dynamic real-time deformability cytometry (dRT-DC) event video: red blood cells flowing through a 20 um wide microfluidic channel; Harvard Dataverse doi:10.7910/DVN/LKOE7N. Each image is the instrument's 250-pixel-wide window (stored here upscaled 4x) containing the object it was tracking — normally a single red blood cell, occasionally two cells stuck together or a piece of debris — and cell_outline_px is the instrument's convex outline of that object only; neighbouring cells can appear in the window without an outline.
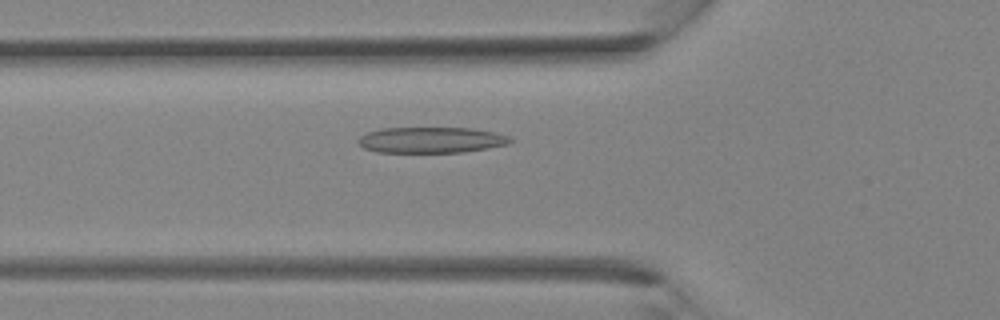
{"species": "Egyptian fruit bat (a non-hibernating species)", "species_latin": "Rousettus aegyptiacus", "temperature_condition": "room temperature", "stored_images_in_passage": 35, "camera_frame_rate_fps": 3000, "um_per_image_px": 0.085, "animal": {"sex": "female"}, "frame": {"image": 1, "passage_image": 13, "time_ms": 4.0, "image_size_px": [1000, 320], "cell_outline_px": [[512, 140], [508, 144], [488, 148], [464, 152], [376, 152], [364, 148], [356, 140], [360, 136], [368, 132], [380, 128], [472, 128], [492, 132], [508, 136]], "centroid_in_image_um": [36.61, 11.9], "position_along_channel_um": 89.2, "area_um2": 22.83}}
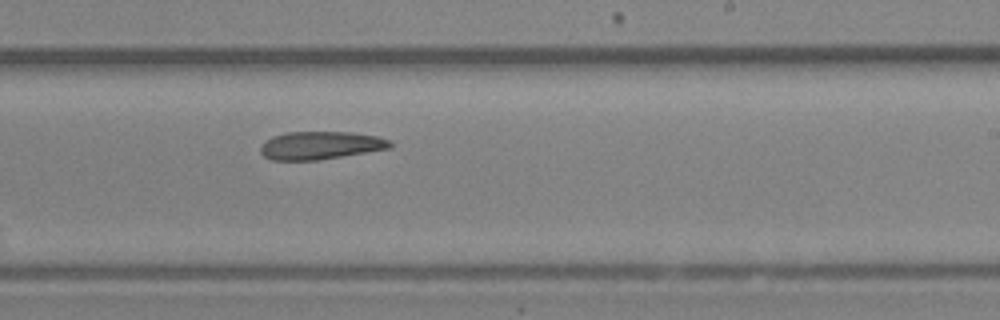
{"frame": {"image": 2, "passage_image": 22, "time_ms": 7.0, "image_size_px": [1000, 320], "cell_outline_px": [[392, 144], [388, 148], [316, 160], [272, 160], [264, 156], [260, 152], [260, 148], [264, 140], [272, 136], [288, 132], [352, 132], [376, 136], [392, 140]], "centroid_in_image_um": [27.19, 12.34], "position_along_channel_um": 261.8, "area_um2": 20.92}}
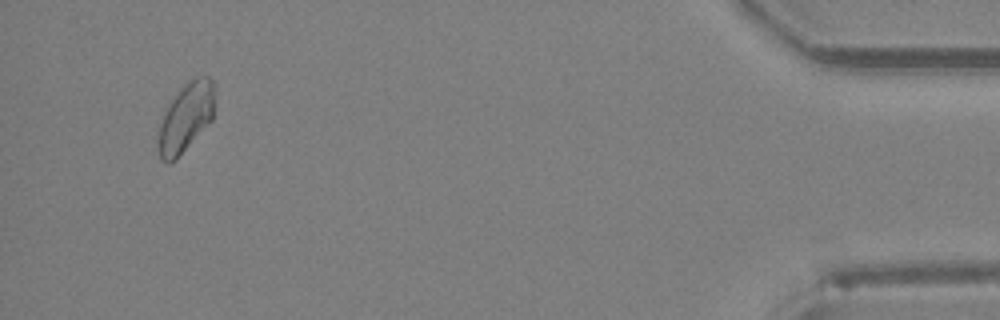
{"frame": {"image": 3, "passage_image": 34, "time_ms": 11.0, "image_size_px": [1000, 320], "cell_outline_px": [[216, 88], [212, 120], [176, 160], [168, 164], [160, 160], [156, 148], [156, 144], [160, 124], [164, 112], [180, 88], [184, 84], [196, 76], [208, 76], [216, 84]], "centroid_in_image_um": [15.79, 10.01], "position_along_channel_um": 419.4, "area_um2": 23.12}}